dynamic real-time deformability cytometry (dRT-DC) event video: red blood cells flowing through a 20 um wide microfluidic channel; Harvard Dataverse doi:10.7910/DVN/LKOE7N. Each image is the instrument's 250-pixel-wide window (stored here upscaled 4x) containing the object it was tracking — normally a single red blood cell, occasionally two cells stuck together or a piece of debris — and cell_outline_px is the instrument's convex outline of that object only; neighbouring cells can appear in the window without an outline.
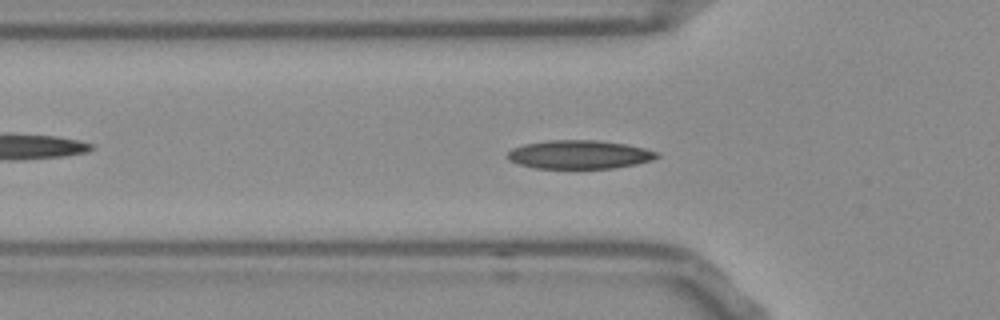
{"species": "Egyptian fruit bat (a non-hibernating species)", "species_latin": "Rousettus aegyptiacus", "temperature_condition": "room temperature", "stored_images_in_passage": 53, "camera_frame_rate_fps": 3000, "um_per_image_px": 0.085, "frame": {"image": 1, "passage_image": 16, "time_ms": 5.0, "image_size_px": [1000, 320], "cell_outline_px": [[660, 156], [652, 160], [636, 164], [612, 168], [536, 168], [520, 164], [508, 160], [508, 152], [512, 148], [524, 144], [548, 140], [600, 140], [624, 144], [644, 148], [660, 152]], "centroid_in_image_um": [49.27, 13.13], "position_along_channel_um": 76.5, "area_um2": 24.85}}
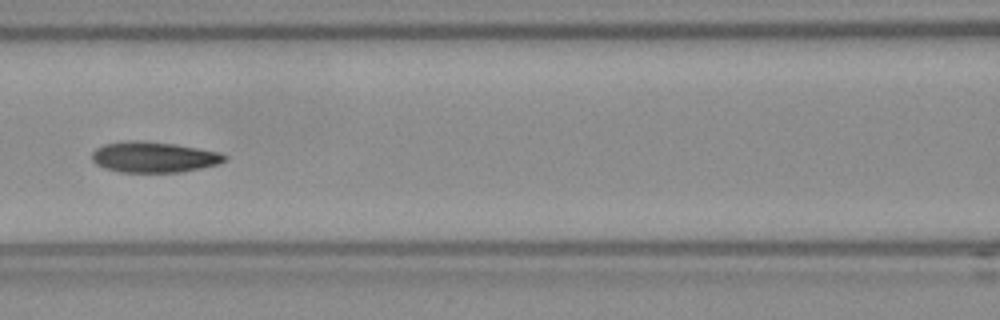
{"frame": {"image": 2, "passage_image": 22, "time_ms": 7.0, "image_size_px": [1000, 320], "cell_outline_px": [[228, 160], [220, 164], [180, 172], [120, 172], [104, 168], [96, 164], [92, 160], [92, 152], [96, 148], [104, 144], [132, 140], [176, 144], [220, 152], [228, 156]], "centroid_in_image_um": [13.1, 13.36], "position_along_channel_um": 153.5, "area_um2": 23.81}}
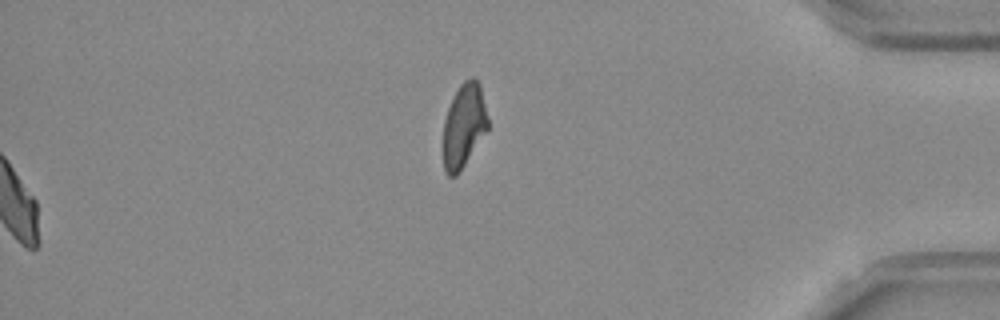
{"frame": {"image": 3, "passage_image": 53, "time_ms": 17.333, "image_size_px": [1000, 320], "cell_outline_px": [[488, 128], [460, 172], [456, 176], [448, 176], [444, 168], [444, 120], [448, 108], [460, 84], [464, 80], [472, 76], [476, 76], [480, 84], [488, 120]], "centroid_in_image_um": [39.44, 10.66], "position_along_channel_um": 395.8, "area_um2": 21.62}, "authors_computed_cell_mechanics": {"area_um2": 23.5246, "velocity_mm_per_s": 3.7889, "shape_relaxation_time_tau1_ms": 8.344, "shape_relaxation_time_tau2_ms": 4.0434, "deformation_change_tau1": 0.1803, "deformation_change_tau2": 0.0902}}